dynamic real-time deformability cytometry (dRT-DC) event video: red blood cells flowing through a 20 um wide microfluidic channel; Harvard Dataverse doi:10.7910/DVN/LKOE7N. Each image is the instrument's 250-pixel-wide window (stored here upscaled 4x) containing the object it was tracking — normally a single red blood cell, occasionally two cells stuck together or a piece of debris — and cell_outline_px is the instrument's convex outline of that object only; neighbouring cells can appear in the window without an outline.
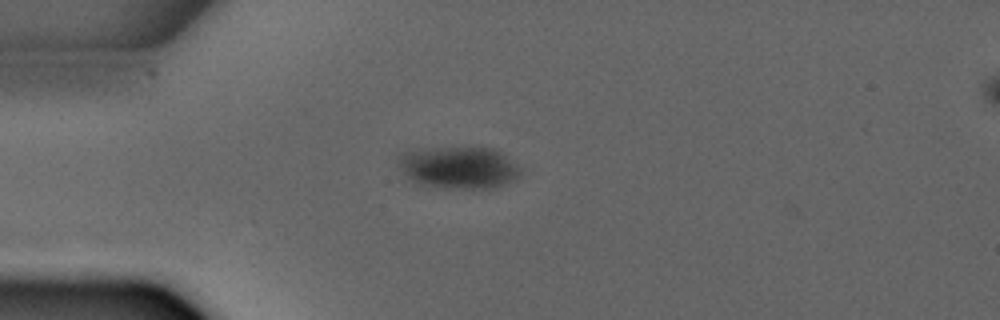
{"species": "common noctule bat (a hibernating species)", "species_latin": "Nyctalus noctula", "temperature_condition": "warm", "stored_images_in_passage": 1, "camera_frame_rate_fps": 3000, "um_per_image_px": 0.085, "animal": {"sex": "male", "forearm_length_mm": 52.5}, "frame": {"image": 1, "passage_image": 1, "time_ms": 0.0, "image_size_px": [1000, 320], "cell_outline_px": [[524, 168], [520, 176], [516, 180], [492, 188], [448, 188], [420, 184], [412, 180], [404, 172], [396, 160], [400, 152], [416, 148], [468, 144], [476, 144], [496, 148]], "centroid_in_image_um": [39.05, 14.15], "position_along_channel_um": 46.0, "area_um2": 31.62}}